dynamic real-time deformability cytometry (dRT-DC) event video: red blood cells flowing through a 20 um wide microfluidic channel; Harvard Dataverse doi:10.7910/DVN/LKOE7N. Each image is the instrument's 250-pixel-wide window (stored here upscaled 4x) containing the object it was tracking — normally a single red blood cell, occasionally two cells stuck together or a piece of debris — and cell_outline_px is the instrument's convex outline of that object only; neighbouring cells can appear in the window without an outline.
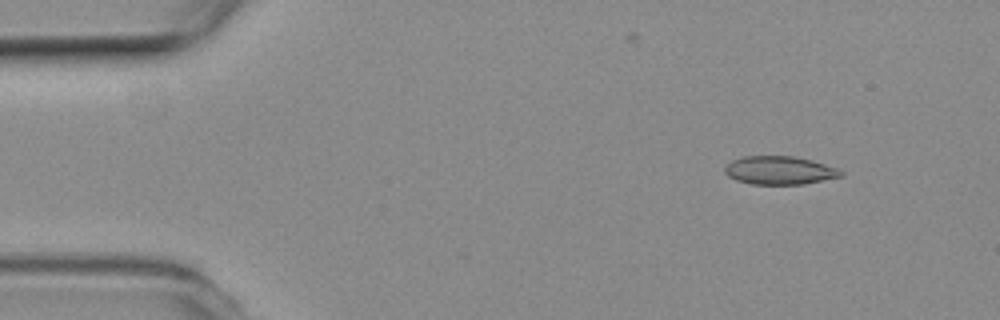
{"species": "common noctule bat (a hibernating species)", "species_latin": "Nyctalus noctula", "temperature_condition": "room temperature", "stored_images_in_passage": 5, "camera_frame_rate_fps": 3000, "um_per_image_px": 0.085, "animal": {"sex": "female", "body_mass_g": 19.3, "forearm_length_mm": 54.1}, "frame": {"image": 1, "passage_image": 2, "time_ms": 0.333, "image_size_px": [1000, 320], "cell_outline_px": [[844, 176], [804, 184], [752, 184], [736, 180], [728, 176], [724, 172], [724, 168], [732, 160], [744, 156], [792, 156], [812, 160], [836, 168], [844, 172]], "centroid_in_image_um": [66.26, 14.48], "position_along_channel_um": 18.7, "area_um2": 19.13}}
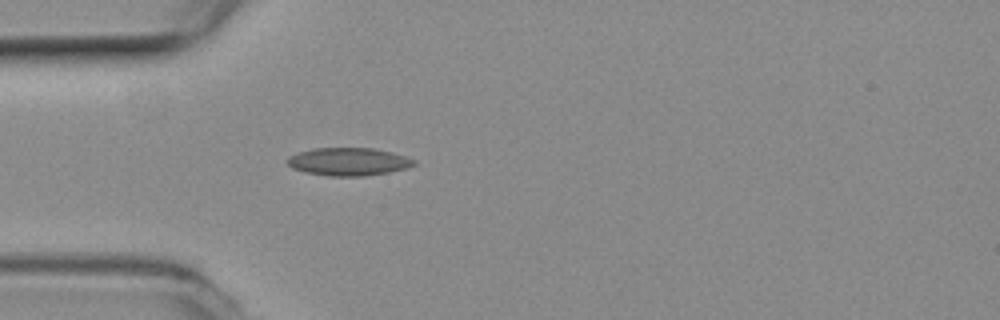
{"frame": {"image": 2, "passage_image": 5, "time_ms": 1.333, "image_size_px": [1000, 320], "cell_outline_px": [[416, 164], [408, 168], [388, 172], [364, 176], [328, 176], [304, 172], [292, 168], [284, 160], [288, 156], [312, 148], [376, 148], [392, 152], [416, 160]], "centroid_in_image_um": [29.61, 13.74], "position_along_channel_um": 55.4, "area_um2": 20.75}}